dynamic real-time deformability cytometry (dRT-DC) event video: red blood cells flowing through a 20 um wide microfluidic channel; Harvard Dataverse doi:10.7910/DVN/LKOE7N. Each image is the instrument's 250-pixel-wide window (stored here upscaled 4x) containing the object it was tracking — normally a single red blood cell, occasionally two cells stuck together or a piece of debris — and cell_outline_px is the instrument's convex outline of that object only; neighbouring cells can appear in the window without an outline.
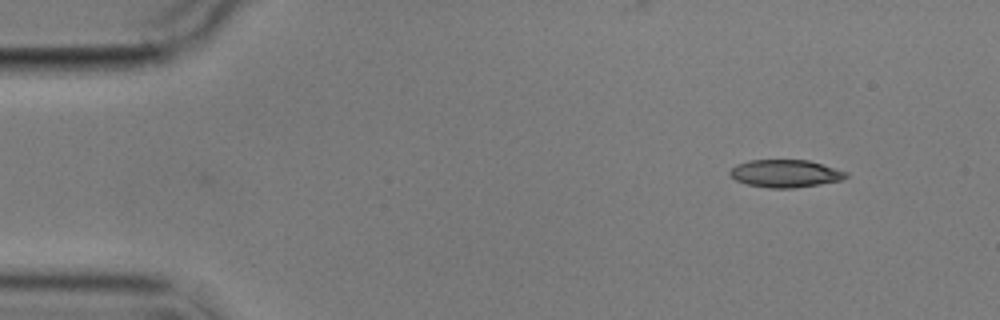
{"species": "common noctule bat (a hibernating species)", "species_latin": "Nyctalus noctula", "temperature_condition": "cold", "stored_images_in_passage": 2, "camera_frame_rate_fps": 3000, "um_per_image_px": 0.085, "animal": {"sex": "male", "body_mass_g": 17.9}, "frame": {"image": 1, "passage_image": 2, "time_ms": 2.333, "image_size_px": [1000, 320], "cell_outline_px": [[848, 176], [844, 180], [796, 188], [768, 188], [748, 184], [736, 180], [728, 172], [736, 164], [748, 160], [808, 160], [848, 172]], "centroid_in_image_um": [66.77, 14.75], "position_along_channel_um": 18.2, "area_um2": 18.73}}